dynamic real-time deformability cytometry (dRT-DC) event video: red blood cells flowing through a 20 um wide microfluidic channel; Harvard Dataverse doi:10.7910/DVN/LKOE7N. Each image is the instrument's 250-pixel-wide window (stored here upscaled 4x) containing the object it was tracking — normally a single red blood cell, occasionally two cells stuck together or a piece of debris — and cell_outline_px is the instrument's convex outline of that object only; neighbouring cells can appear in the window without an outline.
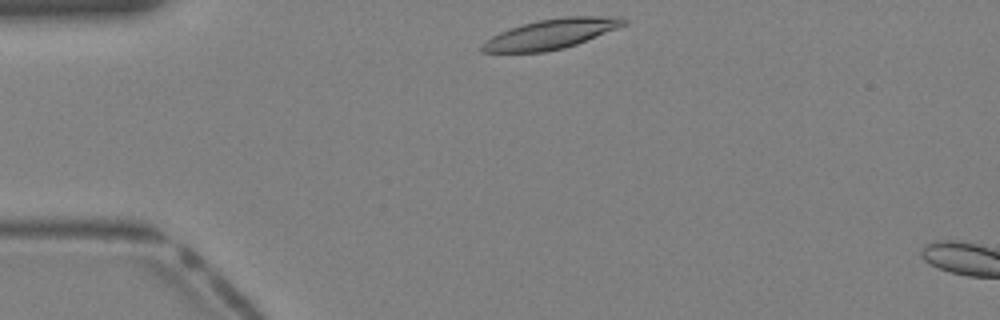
{"species": "Egyptian fruit bat (a non-hibernating species)", "species_latin": "Rousettus aegyptiacus", "temperature_condition": "warm", "stored_images_in_passage": 4, "camera_frame_rate_fps": 3000, "um_per_image_px": 0.085, "animal": {"sex": "female"}, "frame": {"image": 1, "passage_image": 1, "time_ms": 0.0, "image_size_px": [1000, 320], "cell_outline_px": [[628, 24], [576, 44], [564, 48], [544, 52], [480, 52], [480, 44], [492, 36], [500, 32], [536, 20], [564, 16], [616, 16], [628, 20]], "centroid_in_image_um": [46.85, 2.88], "position_along_channel_um": 38.2, "area_um2": 24.62}}